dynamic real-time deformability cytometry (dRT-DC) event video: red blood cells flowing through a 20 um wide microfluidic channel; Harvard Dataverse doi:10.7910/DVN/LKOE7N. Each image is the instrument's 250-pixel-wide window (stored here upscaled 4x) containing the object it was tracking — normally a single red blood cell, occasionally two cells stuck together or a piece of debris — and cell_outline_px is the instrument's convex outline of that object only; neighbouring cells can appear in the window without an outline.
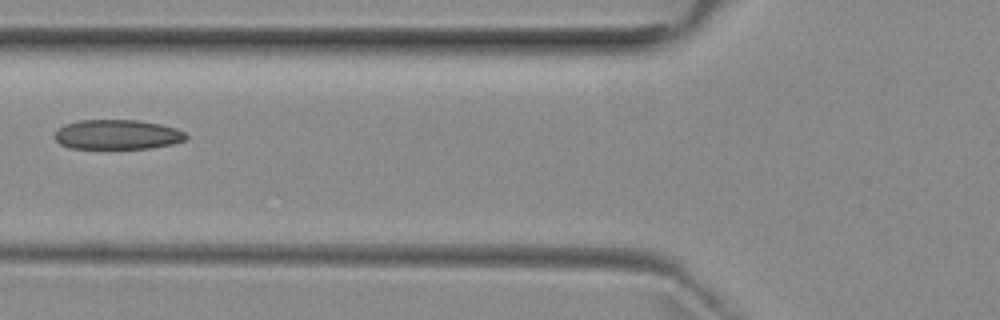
{"species": "common noctule bat (a hibernating species)", "species_latin": "Nyctalus noctula", "temperature_condition": "room temperature", "stored_images_in_passage": 8, "camera_frame_rate_fps": 3000, "um_per_image_px": 0.085, "animal": {"sex": "female", "body_mass_g": 29.2, "forearm_length_mm": 56.3}, "frame": {"image": 1, "passage_image": 7, "time_ms": 7.0, "image_size_px": [1000, 320], "cell_outline_px": [[188, 136], [184, 140], [172, 144], [152, 148], [68, 148], [60, 144], [52, 136], [56, 128], [64, 124], [80, 120], [140, 120], [160, 124], [176, 128], [184, 132]], "centroid_in_image_um": [9.92, 11.43], "position_along_channel_um": 115.9, "area_um2": 22.95}}
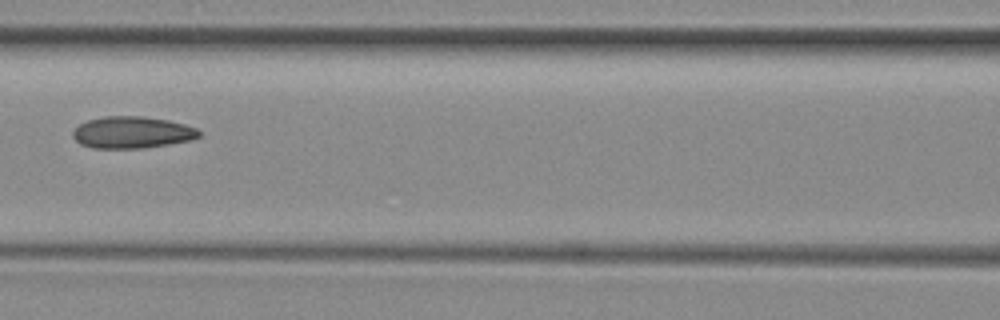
{"frame": {"image": 2, "passage_image": 8, "time_ms": 8.0, "image_size_px": [1000, 320], "cell_outline_px": [[200, 136], [192, 140], [144, 148], [92, 148], [80, 144], [72, 136], [72, 132], [80, 124], [88, 120], [104, 116], [144, 116], [168, 120], [184, 124], [196, 128], [200, 132]], "centroid_in_image_um": [11.23, 11.25], "position_along_channel_um": 155.4, "area_um2": 23.41}}